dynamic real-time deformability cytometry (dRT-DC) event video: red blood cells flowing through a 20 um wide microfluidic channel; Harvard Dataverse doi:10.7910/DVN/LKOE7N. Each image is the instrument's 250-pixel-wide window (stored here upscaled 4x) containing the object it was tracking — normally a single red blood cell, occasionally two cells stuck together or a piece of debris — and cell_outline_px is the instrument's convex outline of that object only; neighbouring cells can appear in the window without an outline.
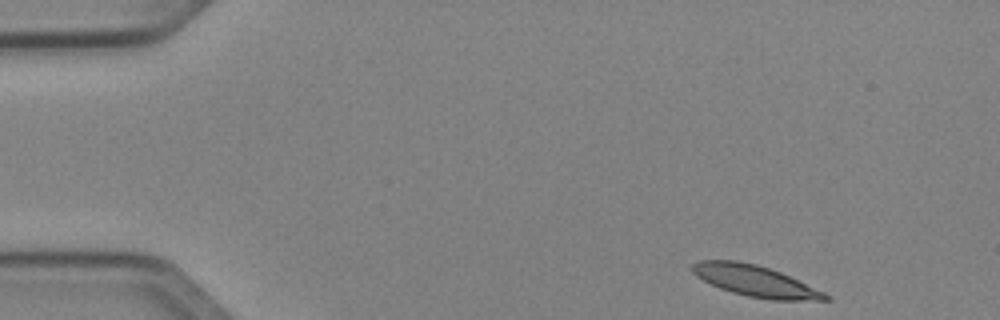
{"species": "Egyptian fruit bat (a non-hibernating species)", "species_latin": "Rousettus aegyptiacus", "temperature_condition": "cold", "stored_images_in_passage": 9, "camera_frame_rate_fps": 3000, "um_per_image_px": 0.085, "animal": {"sex": "female"}, "frame": {"image": 1, "passage_image": 1, "time_ms": 0.0, "image_size_px": [1000, 320], "cell_outline_px": [[832, 300], [772, 300], [748, 296], [732, 292], [720, 288], [696, 276], [692, 272], [692, 264], [700, 260], [736, 260], [756, 264], [780, 272], [824, 292], [832, 296]], "centroid_in_image_um": [64.2, 23.88], "position_along_channel_um": 20.8, "area_um2": 23.93}}